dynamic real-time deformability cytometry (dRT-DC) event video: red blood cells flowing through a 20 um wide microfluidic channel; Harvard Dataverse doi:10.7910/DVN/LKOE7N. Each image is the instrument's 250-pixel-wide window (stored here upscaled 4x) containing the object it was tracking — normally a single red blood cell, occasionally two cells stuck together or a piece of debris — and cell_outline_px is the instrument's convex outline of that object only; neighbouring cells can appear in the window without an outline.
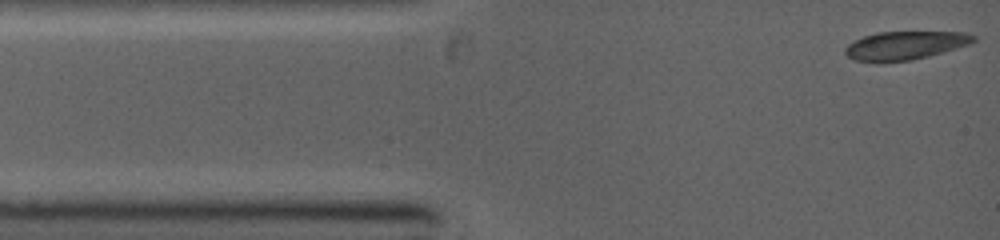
{"species": "common noctule bat (a hibernating species)", "species_latin": "Nyctalus noctula", "temperature_condition": "warm", "stored_images_in_passage": 40, "camera_frame_rate_fps": 5000, "um_per_image_px": 0.085, "animal": {"sex": "female", "body_mass_g": 19.0, "forearm_length_mm": 53.3}, "frame": {"image": 1, "passage_image": 1, "time_ms": 0.0, "image_size_px": [1000, 240], "cell_outline_px": [[976, 40], [968, 44], [956, 48], [928, 56], [912, 60], [884, 64], [880, 64], [856, 60], [848, 56], [844, 52], [844, 48], [848, 44], [864, 36], [876, 32], [964, 32], [976, 36]], "centroid_in_image_um": [76.88, 3.89], "position_along_channel_um": 8.1, "area_um2": 21.5}}
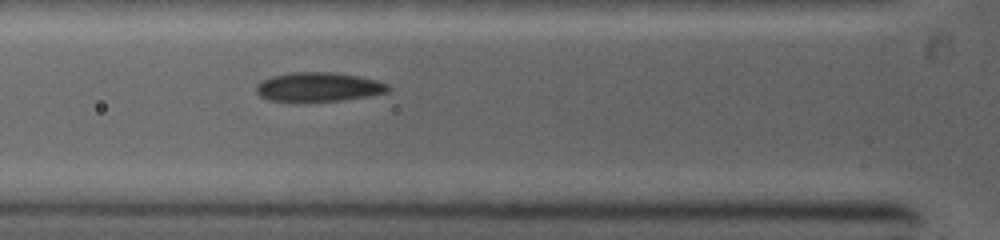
{"frame": {"image": 2, "passage_image": 28, "time_ms": 3.2, "image_size_px": [1000, 240], "cell_outline_px": [[392, 88], [388, 92], [368, 96], [344, 100], [304, 104], [268, 100], [260, 96], [256, 92], [256, 84], [272, 76], [292, 72], [332, 72], [356, 76], [376, 80], [388, 84]], "centroid_in_image_um": [27.05, 7.44], "position_along_channel_um": 98.8, "area_um2": 23.12}}
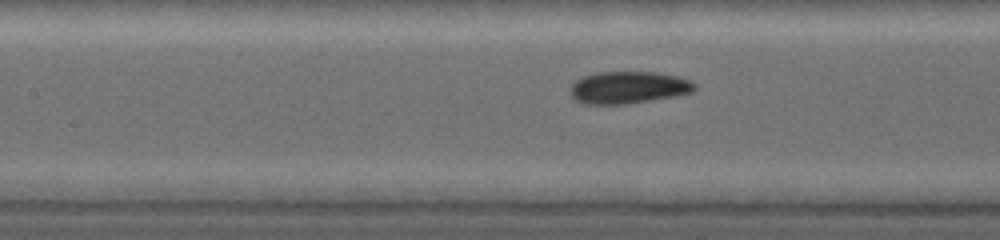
{"frame": {"image": 3, "passage_image": 39, "time_ms": 4.4, "image_size_px": [1000, 240], "cell_outline_px": [[696, 88], [692, 92], [676, 96], [624, 104], [584, 104], [576, 100], [572, 96], [572, 84], [576, 80], [584, 76], [596, 72], [652, 72], [676, 76], [688, 80], [696, 84]], "centroid_in_image_um": [53.41, 7.44], "position_along_channel_um": 154.0, "area_um2": 23.06}}